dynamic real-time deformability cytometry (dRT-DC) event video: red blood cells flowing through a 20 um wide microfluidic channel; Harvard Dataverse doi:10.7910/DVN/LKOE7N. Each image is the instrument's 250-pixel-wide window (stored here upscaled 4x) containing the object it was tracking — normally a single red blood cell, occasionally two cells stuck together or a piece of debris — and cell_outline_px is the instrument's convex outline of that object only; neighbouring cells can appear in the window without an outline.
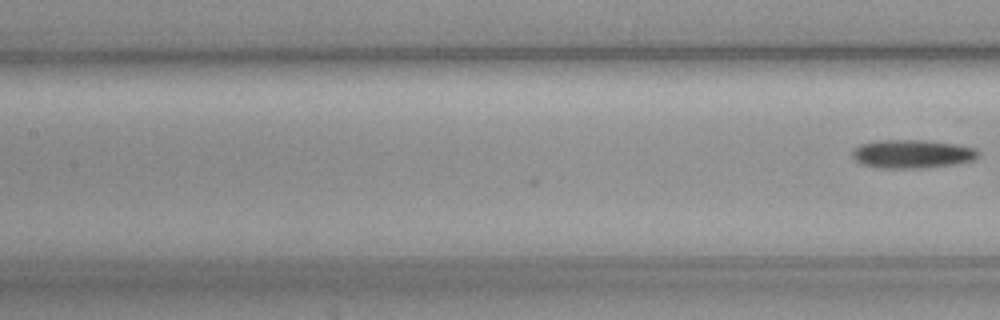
{"species": "common noctule bat (a hibernating species)", "species_latin": "Nyctalus noctula", "temperature_condition": "cold", "stored_images_in_passage": 6, "camera_frame_rate_fps": 3000, "um_per_image_px": 0.085, "animal": {"sex": "female", "body_mass_g": 19.3, "forearm_length_mm": 54.1}, "frame": {"image": 1, "passage_image": 6, "time_ms": 1.667, "image_size_px": [1000, 320], "cell_outline_px": [[980, 156], [976, 160], [956, 164], [928, 168], [880, 168], [860, 164], [852, 156], [852, 148], [860, 144], [880, 140], [924, 140], [956, 144], [976, 148], [980, 152]], "centroid_in_image_um": [77.57, 13.09], "position_along_channel_um": 129.8, "area_um2": 21.33}}